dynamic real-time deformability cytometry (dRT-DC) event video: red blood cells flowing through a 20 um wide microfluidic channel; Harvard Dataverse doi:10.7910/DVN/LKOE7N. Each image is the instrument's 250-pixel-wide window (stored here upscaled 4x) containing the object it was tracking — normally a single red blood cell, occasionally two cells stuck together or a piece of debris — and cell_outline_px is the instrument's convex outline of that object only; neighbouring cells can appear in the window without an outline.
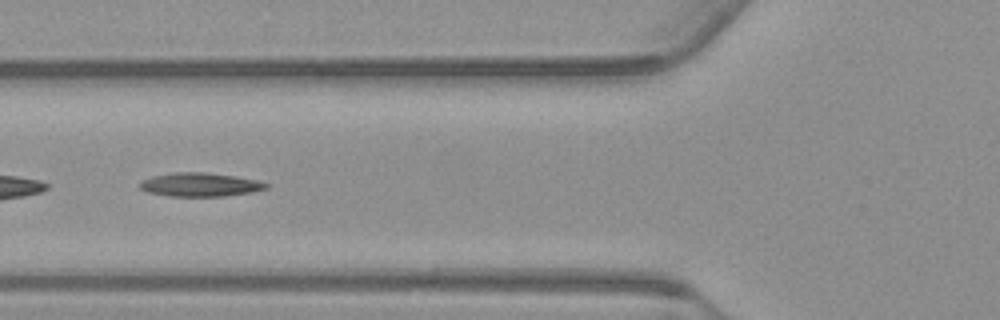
{"species": "common noctule bat (a hibernating species)", "species_latin": "Nyctalus noctula", "temperature_condition": "warm", "stored_images_in_passage": 14, "camera_frame_rate_fps": 3000, "um_per_image_px": 0.085, "animal": {"sex": "male", "body_mass_g": 23.1, "forearm_length_mm": 52.7}, "frame": {"image": 1, "passage_image": 5, "time_ms": 1.333, "image_size_px": [1000, 320], "cell_outline_px": [[268, 188], [252, 192], [224, 196], [168, 196], [148, 192], [140, 188], [140, 184], [144, 180], [152, 176], [172, 172], [204, 172], [236, 176], [260, 180], [268, 184]], "centroid_in_image_um": [17.04, 15.69], "position_along_channel_um": 108.8, "area_um2": 17.46}}
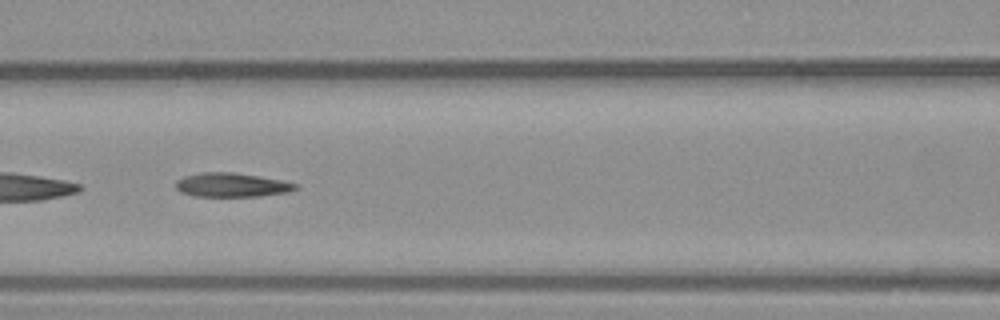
{"frame": {"image": 2, "passage_image": 8, "time_ms": 2.333, "image_size_px": [1000, 320], "cell_outline_px": [[300, 188], [288, 192], [260, 196], [192, 196], [180, 192], [176, 188], [176, 180], [184, 176], [200, 172], [232, 172], [260, 176], [280, 180], [296, 184]], "centroid_in_image_um": [19.67, 15.72], "position_along_channel_um": 146.9, "area_um2": 16.82}}